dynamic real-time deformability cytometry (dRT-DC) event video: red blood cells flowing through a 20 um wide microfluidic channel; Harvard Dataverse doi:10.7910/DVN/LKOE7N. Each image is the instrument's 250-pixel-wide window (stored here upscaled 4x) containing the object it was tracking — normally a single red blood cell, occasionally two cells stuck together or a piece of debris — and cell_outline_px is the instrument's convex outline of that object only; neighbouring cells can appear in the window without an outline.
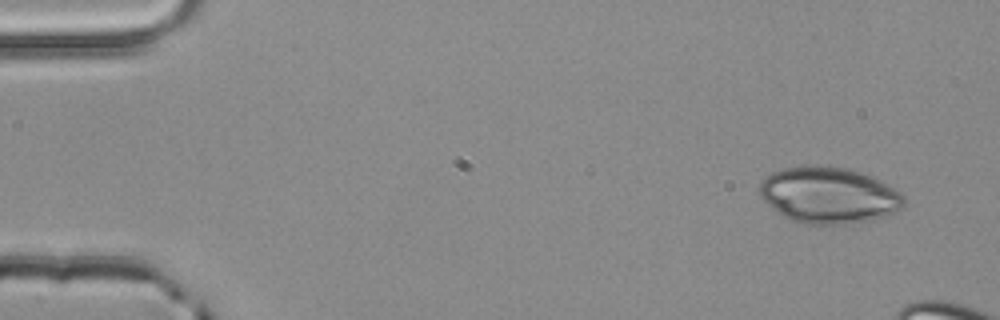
{"species": "common noctule bat (a hibernating species)", "species_latin": "Nyctalus noctula", "temperature_condition": "room temperature", "stored_images_in_passage": 3, "camera_frame_rate_fps": 3000, "um_per_image_px": 0.085, "animal": {"sex": "male", "body_mass_g": 20.4}, "frame": {"image": 1, "passage_image": 1, "time_ms": 0.0, "image_size_px": [1000, 320], "cell_outline_px": [[904, 208], [888, 216], [848, 224], [804, 224], [792, 220], [784, 216], [768, 204], [760, 196], [760, 180], [772, 172], [784, 168], [816, 164], [844, 168], [860, 172], [872, 176], [888, 184], [900, 192], [904, 196]], "centroid_in_image_um": [70.47, 16.59], "position_along_channel_um": 14.5, "area_um2": 47.57}}